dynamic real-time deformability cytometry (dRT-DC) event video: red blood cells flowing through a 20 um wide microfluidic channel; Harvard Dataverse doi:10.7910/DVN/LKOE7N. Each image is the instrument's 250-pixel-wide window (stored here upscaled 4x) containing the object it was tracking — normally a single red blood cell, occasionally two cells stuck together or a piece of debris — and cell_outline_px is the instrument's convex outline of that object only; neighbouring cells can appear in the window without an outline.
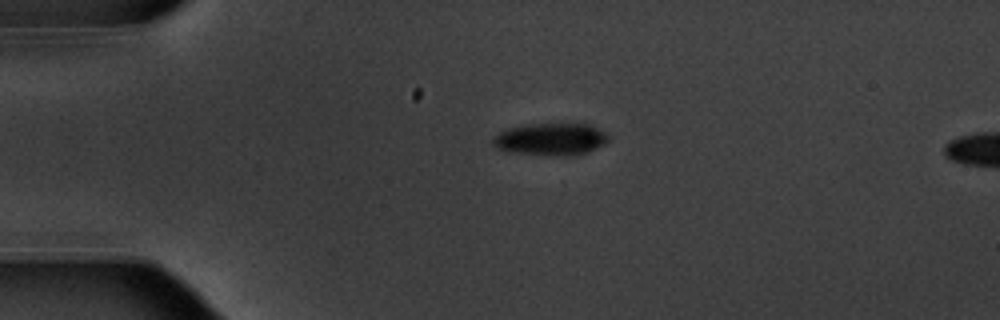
{"species": "common noctule bat (a hibernating species)", "species_latin": "Nyctalus noctula", "temperature_condition": "warm", "stored_images_in_passage": 5, "camera_frame_rate_fps": 3000, "um_per_image_px": 0.085, "animal": {"sex": "male", "body_mass_g": 20.1, "forearm_length_mm": 53.5}, "frame": {"image": 1, "passage_image": 1, "time_ms": 0.0, "image_size_px": [1000, 320], "cell_outline_px": [[608, 140], [604, 144], [588, 152], [572, 156], [548, 156], [516, 152], [500, 148], [492, 144], [492, 136], [508, 128], [524, 124], [560, 120], [584, 120], [604, 132], [608, 136]], "centroid_in_image_um": [46.88, 11.75], "position_along_channel_um": 38.1, "area_um2": 23.0}}